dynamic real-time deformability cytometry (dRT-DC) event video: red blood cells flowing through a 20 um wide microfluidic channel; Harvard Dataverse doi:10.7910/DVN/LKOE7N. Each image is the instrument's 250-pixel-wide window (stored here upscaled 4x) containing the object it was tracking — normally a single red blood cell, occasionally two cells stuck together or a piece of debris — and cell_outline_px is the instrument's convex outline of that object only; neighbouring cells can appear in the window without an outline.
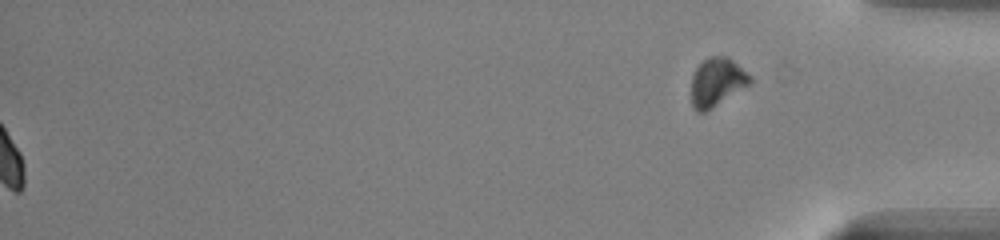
{"species": "common noctule bat (a hibernating species)", "species_latin": "Nyctalus noctula", "temperature_condition": "warm", "stored_images_in_passage": 42, "segment_of_instrument_passage": [2, 2], "camera_frame_rate_fps": 3000, "um_per_image_px": 0.085, "animal": {"sex": "male", "body_mass_g": 13.0, "forearm_length_mm": 53.1}, "frame": {"image": 1, "passage_image": 42, "time_ms": 13.667, "image_size_px": [1000, 240], "cell_outline_px": [[752, 84], [712, 108], [704, 112], [696, 112], [692, 108], [692, 76], [696, 68], [708, 56], [728, 56], [752, 76]], "centroid_in_image_um": [60.96, 6.98], "position_along_channel_um": 374.2, "area_um2": 16.76}}